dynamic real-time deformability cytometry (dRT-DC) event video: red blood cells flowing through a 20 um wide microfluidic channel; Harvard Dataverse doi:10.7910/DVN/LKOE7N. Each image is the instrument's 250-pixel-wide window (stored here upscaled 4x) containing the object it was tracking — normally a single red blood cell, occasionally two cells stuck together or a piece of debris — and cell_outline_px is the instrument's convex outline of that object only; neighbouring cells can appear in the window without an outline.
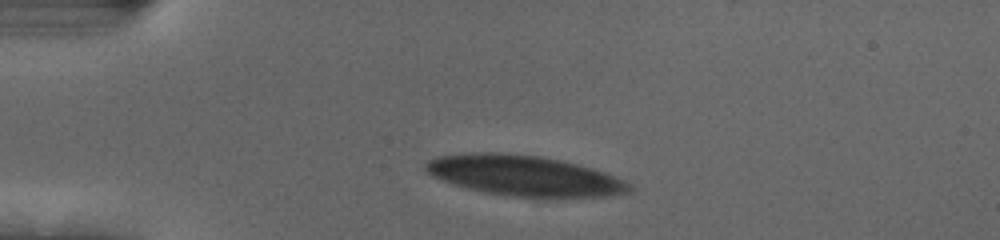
{"species": "human", "species_latin": "Homo sapiens", "temperature_condition": "cold", "stored_images_in_passage": 34, "camera_frame_rate_fps": 3000, "um_per_image_px": 0.085, "donor": {"sex": "female"}, "frame": {"image": 1, "passage_image": 1, "time_ms": 0.0, "image_size_px": [1000, 240], "cell_outline_px": [[636, 188], [632, 192], [604, 196], [508, 196], [484, 192], [452, 184], [432, 176], [424, 172], [424, 164], [428, 160], [436, 156], [468, 152], [496, 152], [540, 156], [560, 160], [592, 168], [616, 176], [632, 184]], "centroid_in_image_um": [44.52, 14.91], "position_along_channel_um": 40.5, "area_um2": 47.97}}
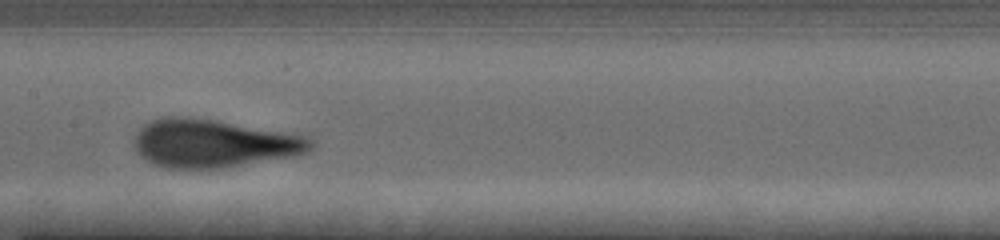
{"frame": {"image": 2, "passage_image": 16, "time_ms": 5.0, "image_size_px": [1000, 240], "cell_outline_px": [[312, 148], [308, 152], [292, 156], [224, 168], [164, 168], [152, 164], [140, 156], [136, 152], [132, 140], [140, 128], [144, 124], [160, 116], [184, 116], [216, 120], [304, 136], [312, 140]], "centroid_in_image_um": [18.05, 12.19], "position_along_channel_um": 189.3, "area_um2": 49.48}}
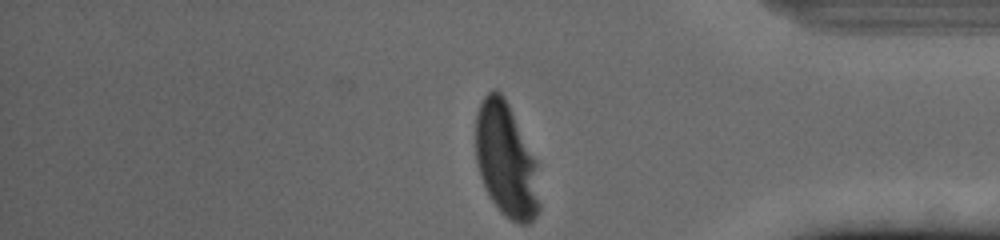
{"frame": {"image": 3, "passage_image": 34, "time_ms": 11.0, "image_size_px": [1000, 240], "cell_outline_px": [[540, 208], [536, 216], [528, 224], [520, 224], [512, 220], [492, 200], [480, 176], [476, 160], [476, 116], [480, 104], [484, 96], [488, 92], [496, 88], [504, 96], [536, 160], [540, 204]], "centroid_in_image_um": [43.02, 13.6], "position_along_channel_um": 392.2, "area_um2": 41.96}, "authors_computed_cell_mechanics": {"area_um2": 48.3786, "velocity_mm_per_s": 3.6795, "shape_relaxation_time_tau1_ms": 3.9786, "shape_relaxation_time_tau2_ms": null, "deformation_change_tau1": 0.2032, "deformation_change_tau2": null}}